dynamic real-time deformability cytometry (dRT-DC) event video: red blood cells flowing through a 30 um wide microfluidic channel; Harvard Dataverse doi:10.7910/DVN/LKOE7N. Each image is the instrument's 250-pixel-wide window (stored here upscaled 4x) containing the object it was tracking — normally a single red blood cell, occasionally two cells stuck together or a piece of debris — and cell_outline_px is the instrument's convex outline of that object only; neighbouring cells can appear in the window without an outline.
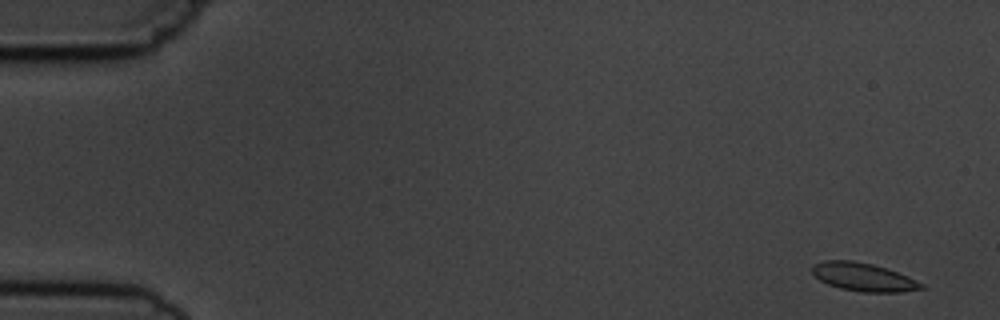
{"species": "common noctule bat (a hibernating species)", "species_latin": "Nyctalus noctula", "temperature_condition": "cold", "stored_images_in_passage": 5, "camera_frame_rate_fps": 3000, "um_per_image_px": 0.085, "animal": {"sex": "male", "body_mass_g": 19.5, "forearm_length_mm": 54.6}, "frame": {"image": 1, "passage_image": 1, "time_ms": 0.0, "image_size_px": [1000, 320], "cell_outline_px": [[924, 288], [900, 292], [860, 292], [840, 288], [828, 284], [820, 280], [812, 272], [812, 264], [824, 260], [852, 260], [872, 264], [908, 276], [924, 284]], "centroid_in_image_um": [73.36, 23.54], "position_along_channel_um": 11.6, "area_um2": 17.86}}
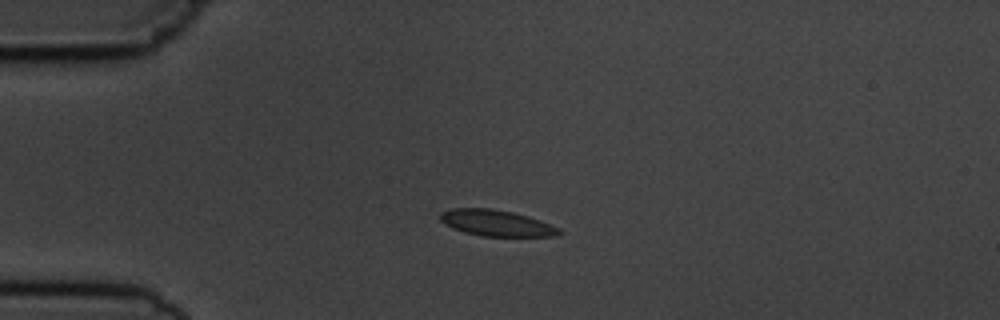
{"frame": {"image": 2, "passage_image": 4, "time_ms": 3.667, "image_size_px": [1000, 320], "cell_outline_px": [[564, 232], [556, 236], [480, 236], [464, 232], [452, 228], [440, 220], [440, 212], [452, 208], [492, 208], [512, 212], [528, 216], [540, 220], [560, 228]], "centroid_in_image_um": [42.2, 18.96], "position_along_channel_um": 42.8, "area_um2": 18.21}}